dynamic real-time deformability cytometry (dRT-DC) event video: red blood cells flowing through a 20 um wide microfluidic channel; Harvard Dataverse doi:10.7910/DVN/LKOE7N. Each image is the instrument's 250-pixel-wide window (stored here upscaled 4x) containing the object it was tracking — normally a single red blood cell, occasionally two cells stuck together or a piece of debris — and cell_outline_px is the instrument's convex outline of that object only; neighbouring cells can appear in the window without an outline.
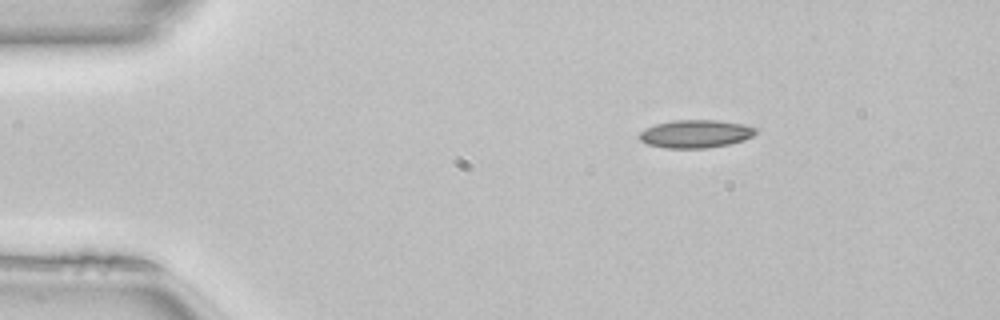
{"species": "common noctule bat (a hibernating species)", "species_latin": "Nyctalus noctula", "temperature_condition": "room temperature", "stored_images_in_passage": 43, "camera_frame_rate_fps": 3000, "um_per_image_px": 0.085, "animal": {"sex": "female", "body_mass_g": 22.7, "forearm_length_mm": 54.2}, "frame": {"image": 1, "passage_image": 1, "time_ms": 0.0, "image_size_px": [1000, 320], "cell_outline_px": [[760, 128], [752, 136], [744, 140], [728, 144], [704, 148], [664, 148], [648, 144], [640, 140], [640, 132], [644, 128], [656, 124], [672, 120], [716, 120], [740, 124]], "centroid_in_image_um": [59.12, 11.37], "position_along_channel_um": 25.9, "area_um2": 18.9}}
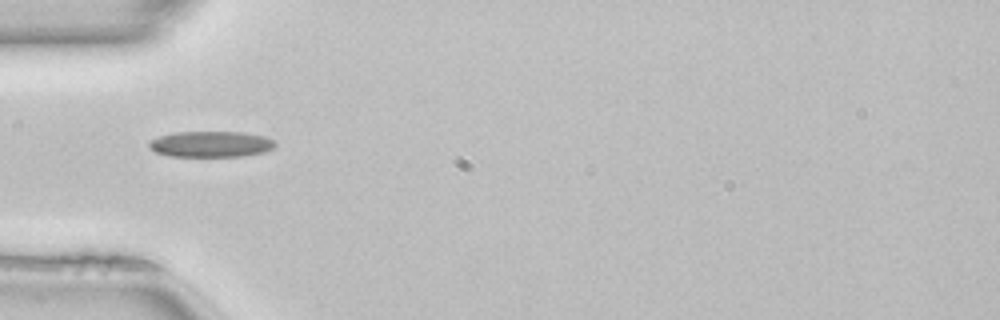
{"frame": {"image": 2, "passage_image": 9, "time_ms": 2.667, "image_size_px": [1000, 320], "cell_outline_px": [[276, 144], [272, 148], [264, 152], [240, 156], [168, 156], [156, 152], [148, 144], [152, 140], [160, 136], [176, 132], [244, 132], [264, 136], [272, 140]], "centroid_in_image_um": [17.94, 12.25], "position_along_channel_um": 67.1, "area_um2": 18.79}}
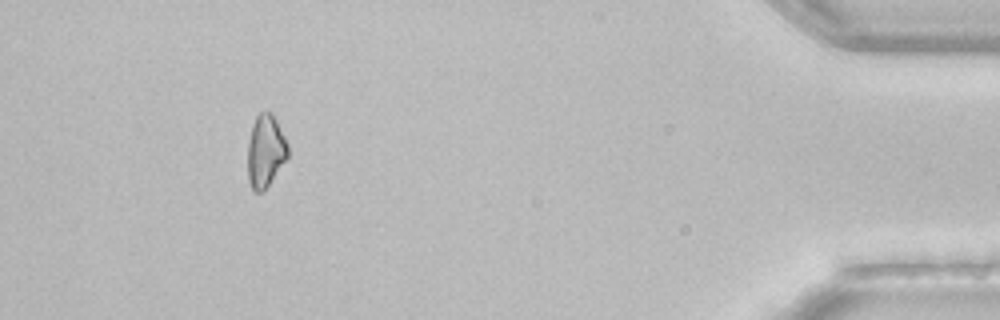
{"frame": {"image": 3, "passage_image": 39, "time_ms": 12.667, "image_size_px": [1000, 320], "cell_outline_px": [[288, 156], [268, 184], [260, 192], [256, 192], [252, 188], [248, 180], [248, 140], [252, 124], [256, 116], [264, 108], [276, 120], [288, 144]], "centroid_in_image_um": [22.54, 12.79], "position_along_channel_um": 412.7, "area_um2": 16.7}, "authors_computed_cell_mechanics": {"area_um2": 18.0914, "velocity_mm_per_s": 4.101, "shape_relaxation_time_tau1_ms": 2.706, "shape_relaxation_time_tau2_ms": null, "deformation_change_tau1": 0.0793, "deformation_change_tau2": null}}